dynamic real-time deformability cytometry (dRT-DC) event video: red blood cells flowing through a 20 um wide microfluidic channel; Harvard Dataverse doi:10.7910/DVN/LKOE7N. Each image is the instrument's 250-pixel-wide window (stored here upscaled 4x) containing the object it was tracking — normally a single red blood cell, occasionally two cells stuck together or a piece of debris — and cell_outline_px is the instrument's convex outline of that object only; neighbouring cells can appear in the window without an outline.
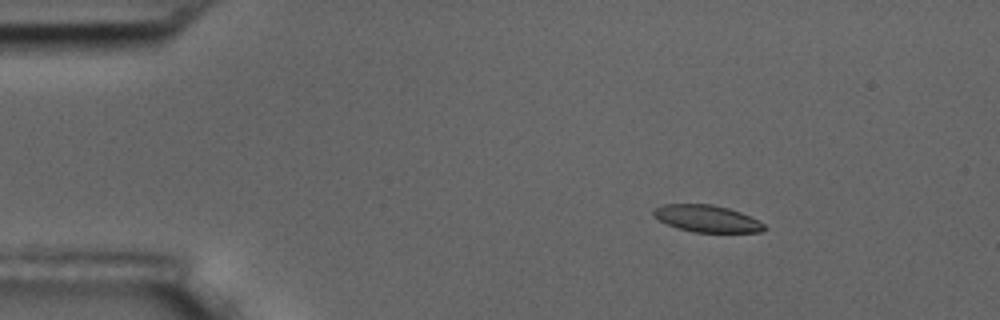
{"species": "common noctule bat (a hibernating species)", "species_latin": "Nyctalus noctula", "temperature_condition": "room temperature", "stored_images_in_passage": 5, "camera_frame_rate_fps": 3000, "um_per_image_px": 0.085, "animal": {"sex": "male", "body_mass_g": 17.5, "forearm_length_mm": 52.3}, "frame": {"image": 1, "passage_image": 3, "time_ms": 2.0, "image_size_px": [1000, 320], "cell_outline_px": [[768, 228], [760, 232], [692, 232], [676, 228], [660, 220], [652, 212], [652, 208], [660, 204], [712, 204], [728, 208], [740, 212], [764, 224]], "centroid_in_image_um": [60.05, 18.57], "position_along_channel_um": 24.9, "area_um2": 17.34}}